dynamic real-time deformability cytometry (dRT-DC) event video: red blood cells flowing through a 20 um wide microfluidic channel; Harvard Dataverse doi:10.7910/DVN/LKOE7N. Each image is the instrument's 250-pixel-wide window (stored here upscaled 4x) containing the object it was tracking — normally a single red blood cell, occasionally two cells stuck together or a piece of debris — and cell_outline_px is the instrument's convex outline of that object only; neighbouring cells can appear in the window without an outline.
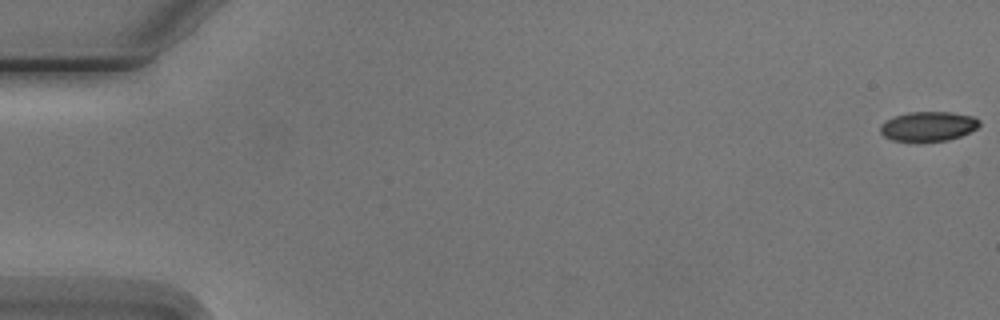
{"species": "Egyptian fruit bat (a non-hibernating species)", "species_latin": "Rousettus aegyptiacus", "temperature_condition": "cold", "stored_images_in_passage": 9, "camera_frame_rate_fps": 3000, "um_per_image_px": 0.085, "animal": {"sex": "male"}, "frame": {"image": 1, "passage_image": 1, "time_ms": 0.0, "image_size_px": [1000, 320], "cell_outline_px": [[980, 124], [976, 128], [960, 136], [948, 140], [892, 140], [884, 136], [880, 132], [880, 124], [884, 120], [908, 112], [952, 112], [972, 116], [980, 120]], "centroid_in_image_um": [78.88, 10.71], "position_along_channel_um": 6.1, "area_um2": 16.82}}
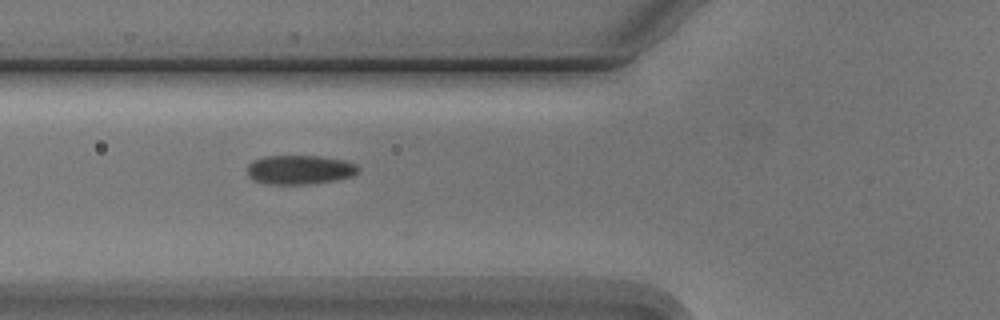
{"frame": {"image": 2, "passage_image": 6, "time_ms": 6.667, "image_size_px": [1000, 320], "cell_outline_px": [[360, 172], [352, 176], [336, 180], [312, 184], [264, 184], [252, 180], [248, 176], [248, 164], [252, 160], [264, 156], [320, 156], [344, 160], [356, 164], [360, 168]], "centroid_in_image_um": [25.47, 14.43], "position_along_channel_um": 100.3, "area_um2": 19.19}}
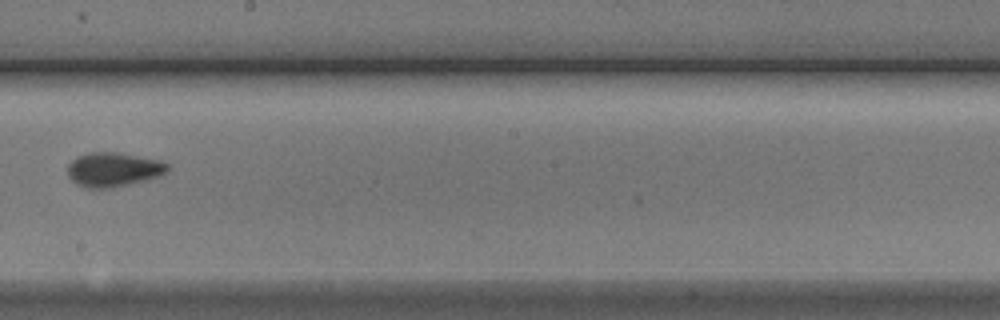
{"frame": {"image": 3, "passage_image": 9, "time_ms": 10.333, "image_size_px": [1000, 320], "cell_outline_px": [[168, 172], [160, 176], [128, 184], [108, 188], [88, 188], [76, 184], [68, 176], [68, 164], [76, 156], [88, 152], [116, 152], [160, 160], [168, 164]], "centroid_in_image_um": [9.62, 14.4], "position_along_channel_um": 238.6, "area_um2": 19.94}}